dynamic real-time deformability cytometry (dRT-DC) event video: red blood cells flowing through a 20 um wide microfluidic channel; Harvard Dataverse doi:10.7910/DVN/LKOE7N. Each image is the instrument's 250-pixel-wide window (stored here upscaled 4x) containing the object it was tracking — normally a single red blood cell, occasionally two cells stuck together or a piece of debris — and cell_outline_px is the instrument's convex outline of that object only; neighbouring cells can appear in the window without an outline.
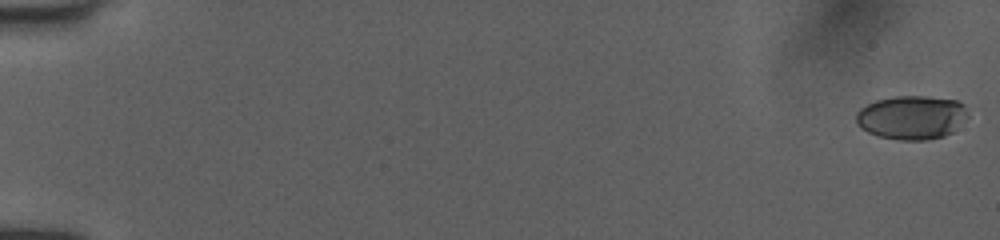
{"species": "human", "species_latin": "Homo sapiens", "temperature_condition": "room temperature", "stored_images_in_passage": 53, "camera_frame_rate_fps": 3000, "um_per_image_px": 0.085, "donor": {"sex": "female"}, "frame": {"image": 1, "passage_image": 1, "time_ms": 0.0, "image_size_px": [1000, 240], "cell_outline_px": [[968, 116], [952, 132], [944, 136], [924, 140], [900, 140], [876, 136], [860, 128], [856, 124], [856, 112], [860, 108], [876, 100], [896, 96], [928, 96], [956, 100], [964, 104]], "centroid_in_image_um": [77.47, 9.98], "position_along_channel_um": 7.5, "area_um2": 28.67}}
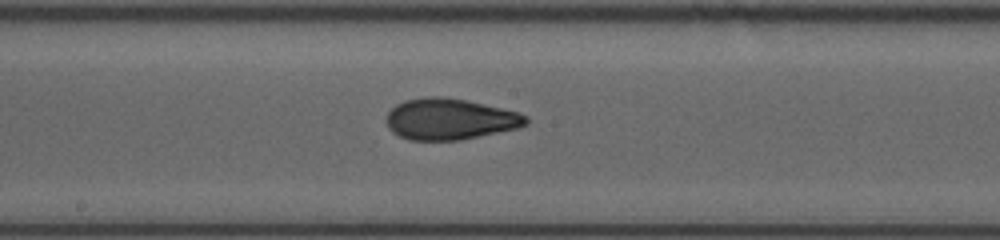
{"frame": {"image": 2, "passage_image": 30, "time_ms": 9.667, "image_size_px": [1000, 240], "cell_outline_px": [[528, 124], [520, 128], [460, 140], [408, 140], [392, 132], [388, 128], [388, 112], [396, 104], [404, 100], [424, 96], [444, 96], [464, 100], [520, 112], [528, 116]], "centroid_in_image_um": [38.26, 10.12], "position_along_channel_um": 209.9, "area_um2": 33.64}}
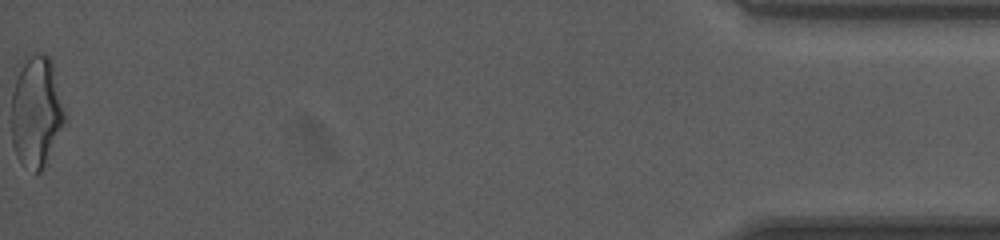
{"frame": {"image": 3, "passage_image": 53, "time_ms": 17.333, "image_size_px": [1000, 240], "cell_outline_px": [[64, 120], [44, 168], [40, 172], [36, 172], [20, 164], [16, 156], [12, 144], [12, 92], [16, 80], [28, 56], [36, 52], [40, 52], [52, 56], [64, 112]], "centroid_in_image_um": [3.08, 9.49], "position_along_channel_um": 432.1, "area_um2": 34.1}, "authors_computed_cell_mechanics": {"area_um2": 32.2524, "velocity_mm_per_s": 4.0569, "shape_relaxation_time_tau1_ms": 7.1356, "shape_relaxation_time_tau2_ms": 1.2243, "deformation_change_tau1": 0.2059, "deformation_change_tau2": 0.0745}}